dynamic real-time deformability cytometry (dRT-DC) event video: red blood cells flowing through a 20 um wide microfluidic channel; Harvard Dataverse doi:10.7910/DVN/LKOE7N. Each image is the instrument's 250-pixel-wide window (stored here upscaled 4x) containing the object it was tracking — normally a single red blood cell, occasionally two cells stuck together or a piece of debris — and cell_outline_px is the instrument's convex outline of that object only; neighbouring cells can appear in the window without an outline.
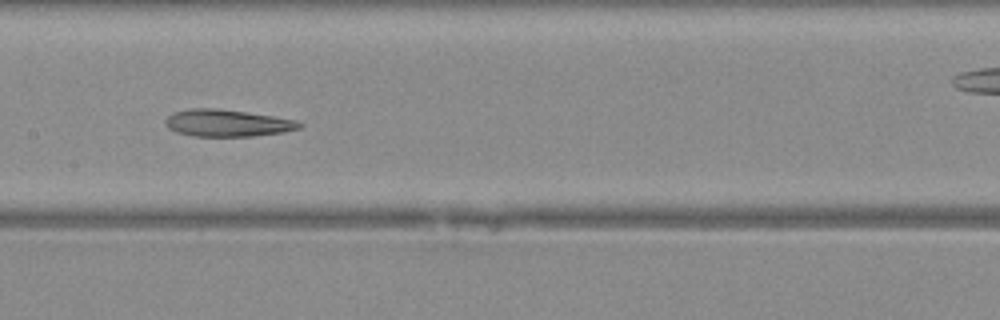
{"species": "Egyptian fruit bat (a non-hibernating species)", "species_latin": "Rousettus aegyptiacus", "temperature_condition": "warm", "stored_images_in_passage": 5, "camera_frame_rate_fps": 3000, "um_per_image_px": 0.085, "animal": {"sex": "female"}, "frame": {"image": 1, "passage_image": 4, "time_ms": 1.0, "image_size_px": [1000, 320], "cell_outline_px": [[304, 124], [300, 128], [284, 132], [252, 136], [192, 136], [176, 132], [168, 128], [164, 124], [164, 120], [168, 116], [176, 112], [188, 108], [216, 108], [272, 116], [296, 120]], "centroid_in_image_um": [19.29, 10.46], "position_along_channel_um": 188.1, "area_um2": 21.04}}